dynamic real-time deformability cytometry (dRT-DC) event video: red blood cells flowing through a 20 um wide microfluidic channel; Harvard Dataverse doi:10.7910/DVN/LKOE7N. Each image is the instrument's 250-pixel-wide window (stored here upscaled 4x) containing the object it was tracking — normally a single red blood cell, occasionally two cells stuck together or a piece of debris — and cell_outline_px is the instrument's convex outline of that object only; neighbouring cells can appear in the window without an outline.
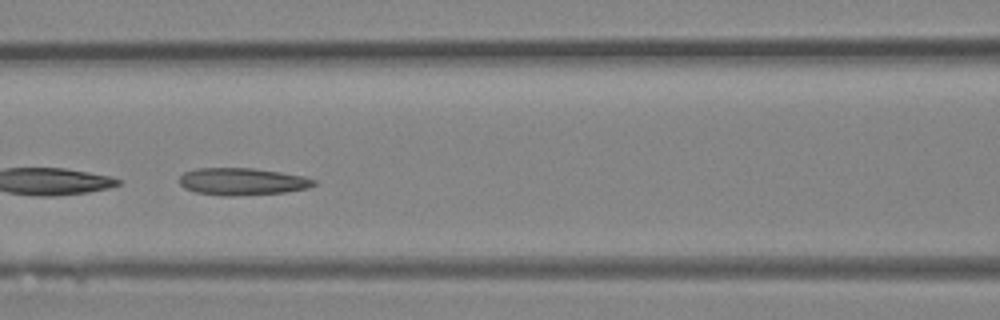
{"species": "Egyptian fruit bat (a non-hibernating species)", "species_latin": "Rousettus aegyptiacus", "temperature_condition": "room temperature", "stored_images_in_passage": 24, "camera_frame_rate_fps": 3000, "um_per_image_px": 0.085, "animal": {"sex": "female"}, "frame": {"image": 1, "passage_image": 8, "time_ms": 2.333, "image_size_px": [1000, 320], "cell_outline_px": [[316, 184], [308, 188], [284, 192], [232, 196], [224, 196], [196, 192], [184, 188], [180, 184], [180, 176], [184, 172], [196, 168], [252, 168], [280, 172], [304, 176], [316, 180]], "centroid_in_image_um": [20.58, 15.43], "position_along_channel_um": 146.0, "area_um2": 21.27}}
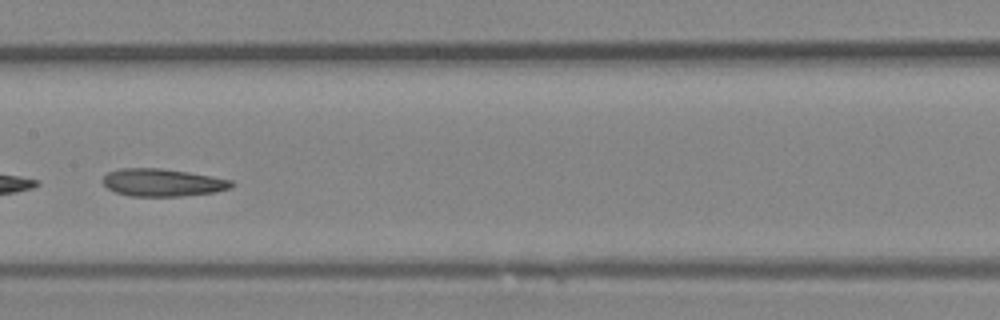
{"frame": {"image": 2, "passage_image": 11, "time_ms": 3.333, "image_size_px": [1000, 320], "cell_outline_px": [[236, 184], [232, 188], [216, 192], [184, 196], [132, 196], [116, 192], [108, 188], [100, 180], [108, 172], [120, 168], [160, 168], [188, 172], [232, 180]], "centroid_in_image_um": [13.84, 15.52], "position_along_channel_um": 193.6, "area_um2": 20.81}}
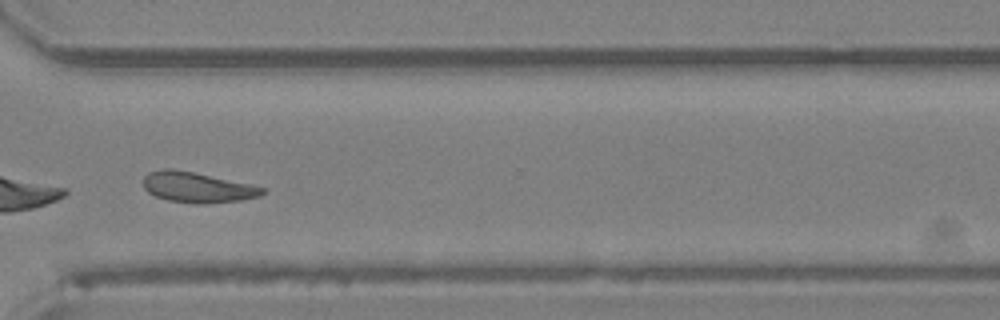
{"frame": {"image": 3, "passage_image": 21, "time_ms": 6.667, "image_size_px": [1000, 320], "cell_outline_px": [[268, 192], [260, 196], [240, 200], [204, 204], [200, 204], [168, 200], [156, 196], [148, 192], [144, 188], [144, 176], [148, 172], [160, 168], [172, 168], [252, 184], [268, 188]], "centroid_in_image_um": [16.81, 15.92], "position_along_channel_um": 353.8, "area_um2": 21.27}}